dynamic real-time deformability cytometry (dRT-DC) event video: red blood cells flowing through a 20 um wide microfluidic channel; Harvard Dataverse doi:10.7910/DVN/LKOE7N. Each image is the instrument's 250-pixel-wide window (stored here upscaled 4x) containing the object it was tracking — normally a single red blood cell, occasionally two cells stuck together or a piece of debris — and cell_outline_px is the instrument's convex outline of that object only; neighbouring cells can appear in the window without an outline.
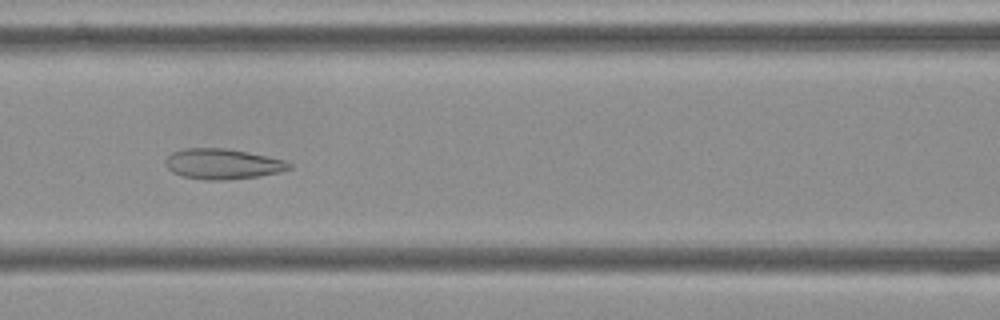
{"species": "Egyptian fruit bat (a non-hibernating species)", "species_latin": "Rousettus aegyptiacus", "temperature_condition": "cold", "stored_images_in_passage": 47, "camera_frame_rate_fps": 3000, "um_per_image_px": 0.085, "frame": {"image": 1, "passage_image": 20, "time_ms": 6.333, "image_size_px": [1000, 320], "cell_outline_px": [[292, 168], [280, 172], [260, 176], [224, 180], [208, 180], [180, 176], [172, 172], [164, 164], [164, 160], [172, 152], [184, 148], [224, 148], [248, 152], [284, 160], [292, 164]], "centroid_in_image_um": [18.9, 13.94], "position_along_channel_um": 147.7, "area_um2": 22.02}}
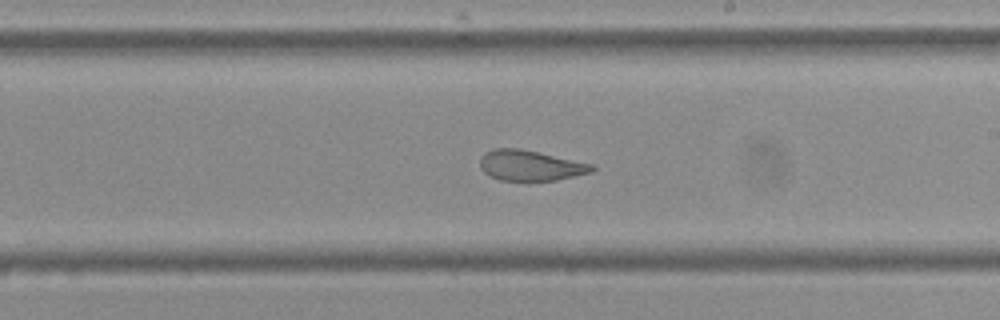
{"frame": {"image": 2, "passage_image": 28, "time_ms": 9.0, "image_size_px": [1000, 320], "cell_outline_px": [[596, 168], [592, 172], [556, 180], [500, 180], [488, 176], [480, 168], [480, 156], [484, 152], [492, 148], [520, 148], [596, 164]], "centroid_in_image_um": [45.08, 14.05], "position_along_channel_um": 243.9, "area_um2": 20.17}}
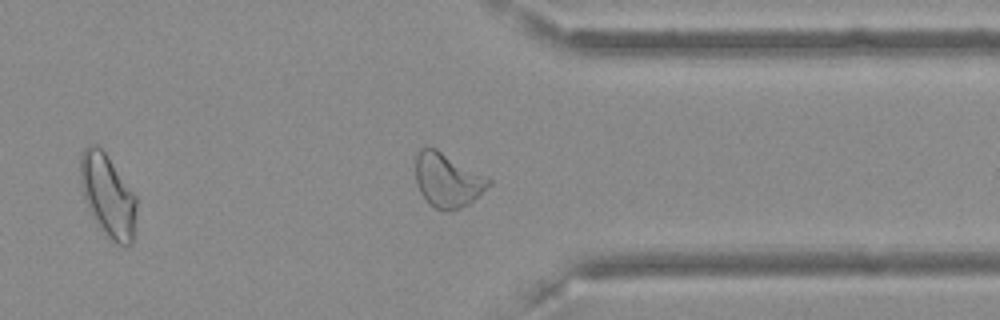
{"frame": {"image": 3, "passage_image": 39, "time_ms": 12.667, "image_size_px": [1000, 320], "cell_outline_px": [[492, 184], [468, 204], [460, 208], [444, 212], [436, 208], [420, 192], [416, 184], [416, 156], [420, 148], [436, 148], [488, 176], [492, 180]], "centroid_in_image_um": [38.07, 15.3], "position_along_channel_um": 373.3, "area_um2": 23.0}, "authors_computed_cell_mechanics": {"area_um2": 23.4668, "velocity_mm_per_s": 3.6176, "shape_relaxation_time_tau1_ms": null, "shape_relaxation_time_tau2_ms": 1.5304, "deformation_change_tau1": null, "deformation_change_tau2": 0.0937}}